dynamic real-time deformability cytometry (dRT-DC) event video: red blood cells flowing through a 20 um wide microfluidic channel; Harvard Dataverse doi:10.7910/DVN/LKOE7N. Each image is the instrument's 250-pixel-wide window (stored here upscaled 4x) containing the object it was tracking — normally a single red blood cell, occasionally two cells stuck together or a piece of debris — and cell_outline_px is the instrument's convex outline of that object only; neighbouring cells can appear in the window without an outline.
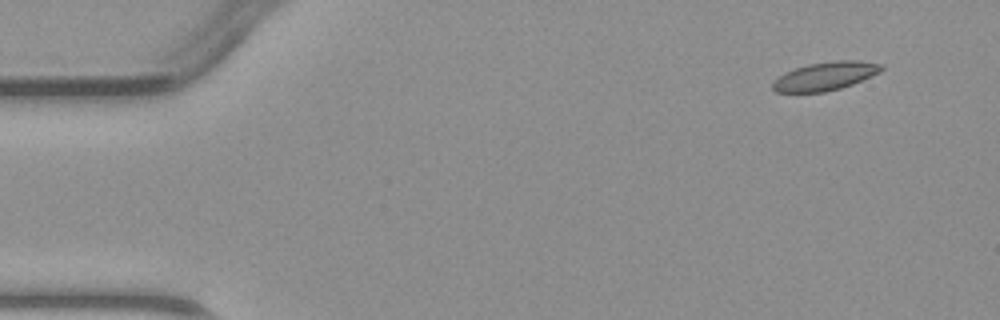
{"species": "common noctule bat (a hibernating species)", "species_latin": "Nyctalus noctula", "temperature_condition": "warm", "stored_images_in_passage": 4, "camera_frame_rate_fps": 3000, "um_per_image_px": 0.085, "animal": {"sex": "male", "body_mass_g": 23.1, "forearm_length_mm": 52.7}, "frame": {"image": 1, "passage_image": 1, "time_ms": 0.0, "image_size_px": [1000, 320], "cell_outline_px": [[884, 68], [880, 72], [852, 84], [840, 88], [824, 92], [776, 92], [772, 88], [772, 84], [784, 72], [808, 64], [836, 60], [860, 60], [884, 64]], "centroid_in_image_um": [70.18, 6.46], "position_along_channel_um": 14.8, "area_um2": 17.92}}